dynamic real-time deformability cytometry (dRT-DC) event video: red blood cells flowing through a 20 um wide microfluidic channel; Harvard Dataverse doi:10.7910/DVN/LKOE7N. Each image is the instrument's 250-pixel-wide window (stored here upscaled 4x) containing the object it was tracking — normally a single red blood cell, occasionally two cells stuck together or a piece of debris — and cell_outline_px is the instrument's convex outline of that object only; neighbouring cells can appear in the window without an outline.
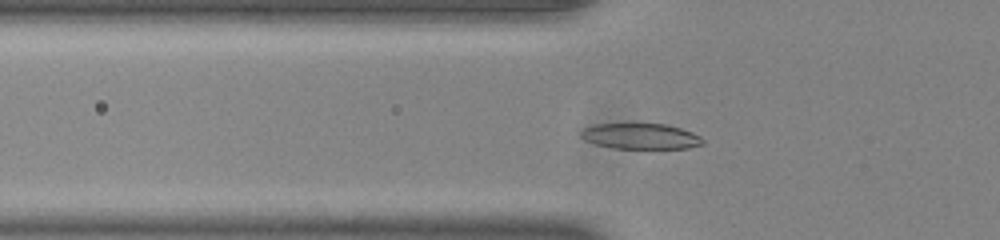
{"species": "common noctule bat (a hibernating species)", "species_latin": "Nyctalus noctula", "temperature_condition": "room temperature", "stored_images_in_passage": 36, "camera_frame_rate_fps": 3000, "um_per_image_px": 0.085, "animal": {"sex": "male", "body_mass_g": 20.0, "forearm_length_mm": 53.3}, "frame": {"image": 1, "passage_image": 2, "time_ms": 0.333, "image_size_px": [1000, 240], "cell_outline_px": [[704, 144], [688, 148], [612, 148], [596, 144], [584, 140], [580, 136], [580, 132], [584, 128], [596, 124], [668, 124], [692, 132], [700, 136], [704, 140]], "centroid_in_image_um": [54.46, 11.58], "position_along_channel_um": 71.3, "area_um2": 18.21}}
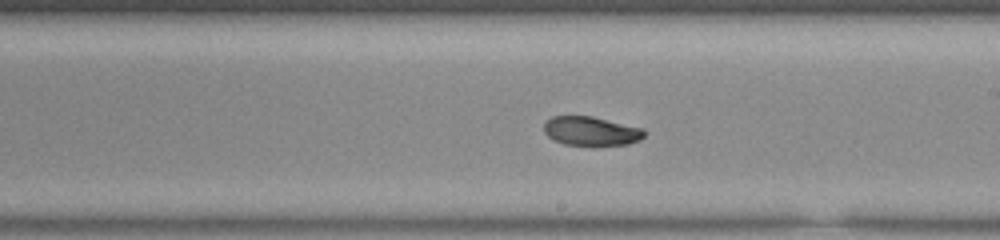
{"frame": {"image": 2, "passage_image": 15, "time_ms": 4.667, "image_size_px": [1000, 240], "cell_outline_px": [[648, 132], [640, 140], [628, 144], [596, 148], [592, 148], [564, 144], [552, 140], [544, 132], [544, 124], [552, 116], [592, 116], [644, 128]], "centroid_in_image_um": [50.29, 11.19], "position_along_channel_um": 238.7, "area_um2": 17.86}}
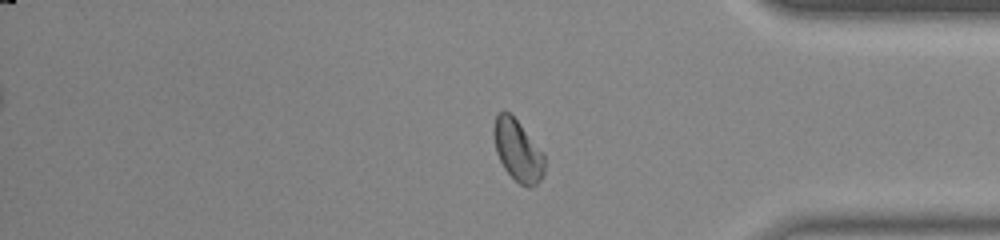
{"frame": {"image": 3, "passage_image": 28, "time_ms": 9.0, "image_size_px": [1000, 240], "cell_outline_px": [[544, 176], [532, 188], [528, 188], [520, 184], [504, 168], [496, 152], [492, 132], [492, 128], [496, 116], [504, 108], [516, 120], [544, 152]], "centroid_in_image_um": [44.01, 12.8], "position_along_channel_um": 391.2, "area_um2": 18.26}, "authors_computed_cell_mechanics": {"area_um2": 18.0336, "velocity_mm_per_s": 3.8811, "shape_relaxation_time_tau1_ms": null, "shape_relaxation_time_tau2_ms": 3.4843, "deformation_change_tau1": null, "deformation_change_tau2": 0.077}}